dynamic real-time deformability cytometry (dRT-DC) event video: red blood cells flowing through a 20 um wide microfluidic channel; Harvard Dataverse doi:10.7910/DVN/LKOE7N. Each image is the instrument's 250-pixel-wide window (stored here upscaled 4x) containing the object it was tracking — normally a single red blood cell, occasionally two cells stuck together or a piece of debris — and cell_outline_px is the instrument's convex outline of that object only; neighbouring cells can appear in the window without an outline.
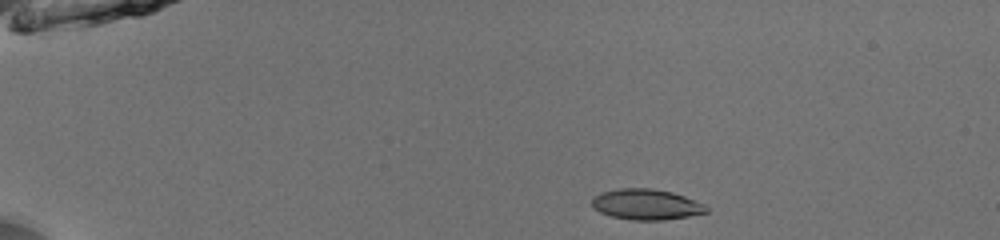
{"species": "common noctule bat (a hibernating species)", "species_latin": "Nyctalus noctula", "temperature_condition": "room temperature", "stored_images_in_passage": 44, "segment_of_instrument_passage": [1, 2], "camera_frame_rate_fps": 3000, "um_per_image_px": 0.085, "animal": {"sex": "male", "body_mass_g": 13.0, "forearm_length_mm": 53.1}, "frame": {"image": 1, "passage_image": 1, "time_ms": 0.0, "image_size_px": [1000, 240], "cell_outline_px": [[708, 212], [688, 216], [664, 220], [632, 220], [612, 216], [600, 212], [592, 204], [592, 200], [600, 192], [620, 188], [652, 188], [672, 192], [684, 196], [704, 204], [708, 208]], "centroid_in_image_um": [54.95, 17.37], "position_along_channel_um": 30.1, "area_um2": 20.29}}
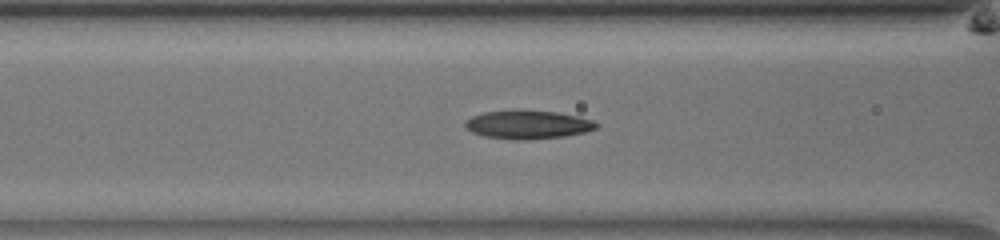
{"frame": {"image": 2, "passage_image": 14, "time_ms": 4.333, "image_size_px": [1000, 240], "cell_outline_px": [[600, 124], [596, 128], [584, 132], [564, 136], [524, 140], [512, 140], [484, 136], [472, 132], [464, 124], [464, 120], [472, 116], [484, 112], [516, 108], [560, 112], [592, 120]], "centroid_in_image_um": [44.84, 10.56], "position_along_channel_um": 121.8, "area_um2": 22.25}}
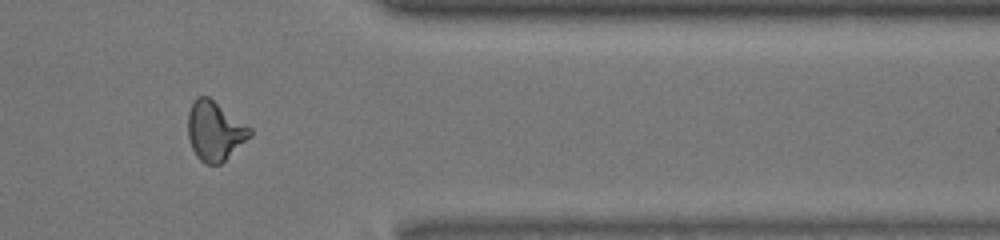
{"frame": {"image": 3, "passage_image": 35, "time_ms": 11.333, "image_size_px": [1000, 240], "cell_outline_px": [[252, 136], [220, 164], [204, 164], [196, 156], [192, 148], [188, 136], [188, 112], [192, 100], [196, 96], [208, 96], [252, 128]], "centroid_in_image_um": [18.25, 11.12], "position_along_channel_um": 393.1, "area_um2": 21.56}}